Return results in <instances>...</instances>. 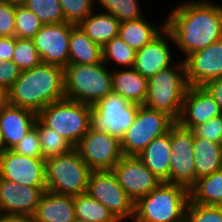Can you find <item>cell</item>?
I'll use <instances>...</instances> for the list:
<instances>
[{
	"mask_svg": "<svg viewBox=\"0 0 222 222\" xmlns=\"http://www.w3.org/2000/svg\"><path fill=\"white\" fill-rule=\"evenodd\" d=\"M12 2H15V3H22L24 0H10Z\"/></svg>",
	"mask_w": 222,
	"mask_h": 222,
	"instance_id": "obj_48",
	"label": "cell"
},
{
	"mask_svg": "<svg viewBox=\"0 0 222 222\" xmlns=\"http://www.w3.org/2000/svg\"><path fill=\"white\" fill-rule=\"evenodd\" d=\"M166 26L163 23L161 28H157L143 17L140 19L124 21L120 23L119 36L135 51L140 50L156 37Z\"/></svg>",
	"mask_w": 222,
	"mask_h": 222,
	"instance_id": "obj_27",
	"label": "cell"
},
{
	"mask_svg": "<svg viewBox=\"0 0 222 222\" xmlns=\"http://www.w3.org/2000/svg\"><path fill=\"white\" fill-rule=\"evenodd\" d=\"M12 61L22 70L31 69L40 64L42 59L32 39L17 38Z\"/></svg>",
	"mask_w": 222,
	"mask_h": 222,
	"instance_id": "obj_35",
	"label": "cell"
},
{
	"mask_svg": "<svg viewBox=\"0 0 222 222\" xmlns=\"http://www.w3.org/2000/svg\"><path fill=\"white\" fill-rule=\"evenodd\" d=\"M74 24H45L32 38L42 62L65 68L69 65V40Z\"/></svg>",
	"mask_w": 222,
	"mask_h": 222,
	"instance_id": "obj_15",
	"label": "cell"
},
{
	"mask_svg": "<svg viewBox=\"0 0 222 222\" xmlns=\"http://www.w3.org/2000/svg\"><path fill=\"white\" fill-rule=\"evenodd\" d=\"M139 106L111 93L92 106L90 128L107 132L121 141L123 134L132 125Z\"/></svg>",
	"mask_w": 222,
	"mask_h": 222,
	"instance_id": "obj_9",
	"label": "cell"
},
{
	"mask_svg": "<svg viewBox=\"0 0 222 222\" xmlns=\"http://www.w3.org/2000/svg\"><path fill=\"white\" fill-rule=\"evenodd\" d=\"M189 86H203L210 80L222 78V38L183 59Z\"/></svg>",
	"mask_w": 222,
	"mask_h": 222,
	"instance_id": "obj_16",
	"label": "cell"
},
{
	"mask_svg": "<svg viewBox=\"0 0 222 222\" xmlns=\"http://www.w3.org/2000/svg\"><path fill=\"white\" fill-rule=\"evenodd\" d=\"M0 178L30 187H46L45 159L0 152Z\"/></svg>",
	"mask_w": 222,
	"mask_h": 222,
	"instance_id": "obj_13",
	"label": "cell"
},
{
	"mask_svg": "<svg viewBox=\"0 0 222 222\" xmlns=\"http://www.w3.org/2000/svg\"><path fill=\"white\" fill-rule=\"evenodd\" d=\"M112 171L134 203L162 183L137 156L123 155Z\"/></svg>",
	"mask_w": 222,
	"mask_h": 222,
	"instance_id": "obj_14",
	"label": "cell"
},
{
	"mask_svg": "<svg viewBox=\"0 0 222 222\" xmlns=\"http://www.w3.org/2000/svg\"><path fill=\"white\" fill-rule=\"evenodd\" d=\"M74 148L92 171L112 170L123 156L119 139L91 128Z\"/></svg>",
	"mask_w": 222,
	"mask_h": 222,
	"instance_id": "obj_11",
	"label": "cell"
},
{
	"mask_svg": "<svg viewBox=\"0 0 222 222\" xmlns=\"http://www.w3.org/2000/svg\"><path fill=\"white\" fill-rule=\"evenodd\" d=\"M76 218L85 222H120L103 204L87 192L73 196Z\"/></svg>",
	"mask_w": 222,
	"mask_h": 222,
	"instance_id": "obj_29",
	"label": "cell"
},
{
	"mask_svg": "<svg viewBox=\"0 0 222 222\" xmlns=\"http://www.w3.org/2000/svg\"><path fill=\"white\" fill-rule=\"evenodd\" d=\"M65 22L78 25L94 11V0H59Z\"/></svg>",
	"mask_w": 222,
	"mask_h": 222,
	"instance_id": "obj_36",
	"label": "cell"
},
{
	"mask_svg": "<svg viewBox=\"0 0 222 222\" xmlns=\"http://www.w3.org/2000/svg\"><path fill=\"white\" fill-rule=\"evenodd\" d=\"M92 106L64 98L44 107L37 118L74 147L90 128Z\"/></svg>",
	"mask_w": 222,
	"mask_h": 222,
	"instance_id": "obj_7",
	"label": "cell"
},
{
	"mask_svg": "<svg viewBox=\"0 0 222 222\" xmlns=\"http://www.w3.org/2000/svg\"><path fill=\"white\" fill-rule=\"evenodd\" d=\"M166 18L174 44L187 56L222 38V6L196 0L176 6Z\"/></svg>",
	"mask_w": 222,
	"mask_h": 222,
	"instance_id": "obj_1",
	"label": "cell"
},
{
	"mask_svg": "<svg viewBox=\"0 0 222 222\" xmlns=\"http://www.w3.org/2000/svg\"><path fill=\"white\" fill-rule=\"evenodd\" d=\"M21 74V69L13 62L0 60V86L9 90Z\"/></svg>",
	"mask_w": 222,
	"mask_h": 222,
	"instance_id": "obj_41",
	"label": "cell"
},
{
	"mask_svg": "<svg viewBox=\"0 0 222 222\" xmlns=\"http://www.w3.org/2000/svg\"><path fill=\"white\" fill-rule=\"evenodd\" d=\"M44 24L21 3H15V37L32 39Z\"/></svg>",
	"mask_w": 222,
	"mask_h": 222,
	"instance_id": "obj_33",
	"label": "cell"
},
{
	"mask_svg": "<svg viewBox=\"0 0 222 222\" xmlns=\"http://www.w3.org/2000/svg\"><path fill=\"white\" fill-rule=\"evenodd\" d=\"M75 217L73 196L47 190L42 194L33 216L34 222H70Z\"/></svg>",
	"mask_w": 222,
	"mask_h": 222,
	"instance_id": "obj_22",
	"label": "cell"
},
{
	"mask_svg": "<svg viewBox=\"0 0 222 222\" xmlns=\"http://www.w3.org/2000/svg\"><path fill=\"white\" fill-rule=\"evenodd\" d=\"M64 98V68L44 62L22 70L8 90V104L37 114L47 105Z\"/></svg>",
	"mask_w": 222,
	"mask_h": 222,
	"instance_id": "obj_2",
	"label": "cell"
},
{
	"mask_svg": "<svg viewBox=\"0 0 222 222\" xmlns=\"http://www.w3.org/2000/svg\"><path fill=\"white\" fill-rule=\"evenodd\" d=\"M189 202L222 206V169L197 179L189 188Z\"/></svg>",
	"mask_w": 222,
	"mask_h": 222,
	"instance_id": "obj_28",
	"label": "cell"
},
{
	"mask_svg": "<svg viewBox=\"0 0 222 222\" xmlns=\"http://www.w3.org/2000/svg\"><path fill=\"white\" fill-rule=\"evenodd\" d=\"M37 113L7 104L0 111L3 150H12L34 127Z\"/></svg>",
	"mask_w": 222,
	"mask_h": 222,
	"instance_id": "obj_20",
	"label": "cell"
},
{
	"mask_svg": "<svg viewBox=\"0 0 222 222\" xmlns=\"http://www.w3.org/2000/svg\"><path fill=\"white\" fill-rule=\"evenodd\" d=\"M3 151V139L1 134V128H0V152Z\"/></svg>",
	"mask_w": 222,
	"mask_h": 222,
	"instance_id": "obj_46",
	"label": "cell"
},
{
	"mask_svg": "<svg viewBox=\"0 0 222 222\" xmlns=\"http://www.w3.org/2000/svg\"><path fill=\"white\" fill-rule=\"evenodd\" d=\"M15 36V2L0 0V37Z\"/></svg>",
	"mask_w": 222,
	"mask_h": 222,
	"instance_id": "obj_39",
	"label": "cell"
},
{
	"mask_svg": "<svg viewBox=\"0 0 222 222\" xmlns=\"http://www.w3.org/2000/svg\"><path fill=\"white\" fill-rule=\"evenodd\" d=\"M135 57L136 51L124 42L119 35L102 47V61L105 65L106 62L112 60L119 67L133 68Z\"/></svg>",
	"mask_w": 222,
	"mask_h": 222,
	"instance_id": "obj_31",
	"label": "cell"
},
{
	"mask_svg": "<svg viewBox=\"0 0 222 222\" xmlns=\"http://www.w3.org/2000/svg\"><path fill=\"white\" fill-rule=\"evenodd\" d=\"M70 222H85L83 221L82 219H79V218H74L73 220H71Z\"/></svg>",
	"mask_w": 222,
	"mask_h": 222,
	"instance_id": "obj_47",
	"label": "cell"
},
{
	"mask_svg": "<svg viewBox=\"0 0 222 222\" xmlns=\"http://www.w3.org/2000/svg\"><path fill=\"white\" fill-rule=\"evenodd\" d=\"M12 150L20 155L43 158L37 128L34 126Z\"/></svg>",
	"mask_w": 222,
	"mask_h": 222,
	"instance_id": "obj_38",
	"label": "cell"
},
{
	"mask_svg": "<svg viewBox=\"0 0 222 222\" xmlns=\"http://www.w3.org/2000/svg\"><path fill=\"white\" fill-rule=\"evenodd\" d=\"M0 222H34L32 216L0 213Z\"/></svg>",
	"mask_w": 222,
	"mask_h": 222,
	"instance_id": "obj_44",
	"label": "cell"
},
{
	"mask_svg": "<svg viewBox=\"0 0 222 222\" xmlns=\"http://www.w3.org/2000/svg\"><path fill=\"white\" fill-rule=\"evenodd\" d=\"M170 183L189 189L197 180L194 165V131L177 122L170 128Z\"/></svg>",
	"mask_w": 222,
	"mask_h": 222,
	"instance_id": "obj_12",
	"label": "cell"
},
{
	"mask_svg": "<svg viewBox=\"0 0 222 222\" xmlns=\"http://www.w3.org/2000/svg\"><path fill=\"white\" fill-rule=\"evenodd\" d=\"M170 131L156 137L137 156L162 182L170 183Z\"/></svg>",
	"mask_w": 222,
	"mask_h": 222,
	"instance_id": "obj_21",
	"label": "cell"
},
{
	"mask_svg": "<svg viewBox=\"0 0 222 222\" xmlns=\"http://www.w3.org/2000/svg\"><path fill=\"white\" fill-rule=\"evenodd\" d=\"M174 67L169 66L160 70L148 79L147 96L143 105L167 113L177 121L189 85L183 60L181 59Z\"/></svg>",
	"mask_w": 222,
	"mask_h": 222,
	"instance_id": "obj_5",
	"label": "cell"
},
{
	"mask_svg": "<svg viewBox=\"0 0 222 222\" xmlns=\"http://www.w3.org/2000/svg\"><path fill=\"white\" fill-rule=\"evenodd\" d=\"M193 153L197 179L222 169V144L194 134Z\"/></svg>",
	"mask_w": 222,
	"mask_h": 222,
	"instance_id": "obj_25",
	"label": "cell"
},
{
	"mask_svg": "<svg viewBox=\"0 0 222 222\" xmlns=\"http://www.w3.org/2000/svg\"><path fill=\"white\" fill-rule=\"evenodd\" d=\"M38 131L43 158L59 156L70 152L74 146L55 130L46 127L38 118L35 125Z\"/></svg>",
	"mask_w": 222,
	"mask_h": 222,
	"instance_id": "obj_30",
	"label": "cell"
},
{
	"mask_svg": "<svg viewBox=\"0 0 222 222\" xmlns=\"http://www.w3.org/2000/svg\"><path fill=\"white\" fill-rule=\"evenodd\" d=\"M45 190L0 178V213L33 217Z\"/></svg>",
	"mask_w": 222,
	"mask_h": 222,
	"instance_id": "obj_18",
	"label": "cell"
},
{
	"mask_svg": "<svg viewBox=\"0 0 222 222\" xmlns=\"http://www.w3.org/2000/svg\"><path fill=\"white\" fill-rule=\"evenodd\" d=\"M112 84L114 94L119 95L130 103L137 105L145 103L148 79L134 68L112 70Z\"/></svg>",
	"mask_w": 222,
	"mask_h": 222,
	"instance_id": "obj_23",
	"label": "cell"
},
{
	"mask_svg": "<svg viewBox=\"0 0 222 222\" xmlns=\"http://www.w3.org/2000/svg\"><path fill=\"white\" fill-rule=\"evenodd\" d=\"M174 42L171 31L165 26L148 44L136 51L133 68L145 78L149 79L160 70L172 66V56L168 40Z\"/></svg>",
	"mask_w": 222,
	"mask_h": 222,
	"instance_id": "obj_19",
	"label": "cell"
},
{
	"mask_svg": "<svg viewBox=\"0 0 222 222\" xmlns=\"http://www.w3.org/2000/svg\"><path fill=\"white\" fill-rule=\"evenodd\" d=\"M106 13L116 17L119 22L140 19L144 17L138 0H96Z\"/></svg>",
	"mask_w": 222,
	"mask_h": 222,
	"instance_id": "obj_34",
	"label": "cell"
},
{
	"mask_svg": "<svg viewBox=\"0 0 222 222\" xmlns=\"http://www.w3.org/2000/svg\"><path fill=\"white\" fill-rule=\"evenodd\" d=\"M86 192L108 208L120 222L126 218L133 220L135 203L120 186L112 170L92 171Z\"/></svg>",
	"mask_w": 222,
	"mask_h": 222,
	"instance_id": "obj_10",
	"label": "cell"
},
{
	"mask_svg": "<svg viewBox=\"0 0 222 222\" xmlns=\"http://www.w3.org/2000/svg\"><path fill=\"white\" fill-rule=\"evenodd\" d=\"M65 98L94 106L113 93L112 72L105 64L67 65L64 68Z\"/></svg>",
	"mask_w": 222,
	"mask_h": 222,
	"instance_id": "obj_4",
	"label": "cell"
},
{
	"mask_svg": "<svg viewBox=\"0 0 222 222\" xmlns=\"http://www.w3.org/2000/svg\"><path fill=\"white\" fill-rule=\"evenodd\" d=\"M203 87L214 98V101L219 105L222 112V78L210 80Z\"/></svg>",
	"mask_w": 222,
	"mask_h": 222,
	"instance_id": "obj_43",
	"label": "cell"
},
{
	"mask_svg": "<svg viewBox=\"0 0 222 222\" xmlns=\"http://www.w3.org/2000/svg\"><path fill=\"white\" fill-rule=\"evenodd\" d=\"M176 121L167 113L140 105L132 125L121 139L125 156H138L156 137L167 133Z\"/></svg>",
	"mask_w": 222,
	"mask_h": 222,
	"instance_id": "obj_8",
	"label": "cell"
},
{
	"mask_svg": "<svg viewBox=\"0 0 222 222\" xmlns=\"http://www.w3.org/2000/svg\"><path fill=\"white\" fill-rule=\"evenodd\" d=\"M193 131L198 137L222 144V115L196 126Z\"/></svg>",
	"mask_w": 222,
	"mask_h": 222,
	"instance_id": "obj_40",
	"label": "cell"
},
{
	"mask_svg": "<svg viewBox=\"0 0 222 222\" xmlns=\"http://www.w3.org/2000/svg\"><path fill=\"white\" fill-rule=\"evenodd\" d=\"M91 172L75 148L50 157L45 160L46 190L69 196L85 193Z\"/></svg>",
	"mask_w": 222,
	"mask_h": 222,
	"instance_id": "obj_6",
	"label": "cell"
},
{
	"mask_svg": "<svg viewBox=\"0 0 222 222\" xmlns=\"http://www.w3.org/2000/svg\"><path fill=\"white\" fill-rule=\"evenodd\" d=\"M16 37H0V60L12 61Z\"/></svg>",
	"mask_w": 222,
	"mask_h": 222,
	"instance_id": "obj_42",
	"label": "cell"
},
{
	"mask_svg": "<svg viewBox=\"0 0 222 222\" xmlns=\"http://www.w3.org/2000/svg\"><path fill=\"white\" fill-rule=\"evenodd\" d=\"M219 115H222L219 105L203 86H189L176 122L184 128L193 130Z\"/></svg>",
	"mask_w": 222,
	"mask_h": 222,
	"instance_id": "obj_17",
	"label": "cell"
},
{
	"mask_svg": "<svg viewBox=\"0 0 222 222\" xmlns=\"http://www.w3.org/2000/svg\"><path fill=\"white\" fill-rule=\"evenodd\" d=\"M45 24L65 22L59 0H24L22 3Z\"/></svg>",
	"mask_w": 222,
	"mask_h": 222,
	"instance_id": "obj_32",
	"label": "cell"
},
{
	"mask_svg": "<svg viewBox=\"0 0 222 222\" xmlns=\"http://www.w3.org/2000/svg\"><path fill=\"white\" fill-rule=\"evenodd\" d=\"M8 104V90L0 86V111Z\"/></svg>",
	"mask_w": 222,
	"mask_h": 222,
	"instance_id": "obj_45",
	"label": "cell"
},
{
	"mask_svg": "<svg viewBox=\"0 0 222 222\" xmlns=\"http://www.w3.org/2000/svg\"><path fill=\"white\" fill-rule=\"evenodd\" d=\"M184 222H222V206L188 202Z\"/></svg>",
	"mask_w": 222,
	"mask_h": 222,
	"instance_id": "obj_37",
	"label": "cell"
},
{
	"mask_svg": "<svg viewBox=\"0 0 222 222\" xmlns=\"http://www.w3.org/2000/svg\"><path fill=\"white\" fill-rule=\"evenodd\" d=\"M102 62V47L93 42L79 25H74L69 40V65Z\"/></svg>",
	"mask_w": 222,
	"mask_h": 222,
	"instance_id": "obj_24",
	"label": "cell"
},
{
	"mask_svg": "<svg viewBox=\"0 0 222 222\" xmlns=\"http://www.w3.org/2000/svg\"><path fill=\"white\" fill-rule=\"evenodd\" d=\"M78 25L93 42L101 47L119 35V20L106 12L96 14L92 12Z\"/></svg>",
	"mask_w": 222,
	"mask_h": 222,
	"instance_id": "obj_26",
	"label": "cell"
},
{
	"mask_svg": "<svg viewBox=\"0 0 222 222\" xmlns=\"http://www.w3.org/2000/svg\"><path fill=\"white\" fill-rule=\"evenodd\" d=\"M189 189L162 182L135 203L133 222H184Z\"/></svg>",
	"mask_w": 222,
	"mask_h": 222,
	"instance_id": "obj_3",
	"label": "cell"
}]
</instances>
